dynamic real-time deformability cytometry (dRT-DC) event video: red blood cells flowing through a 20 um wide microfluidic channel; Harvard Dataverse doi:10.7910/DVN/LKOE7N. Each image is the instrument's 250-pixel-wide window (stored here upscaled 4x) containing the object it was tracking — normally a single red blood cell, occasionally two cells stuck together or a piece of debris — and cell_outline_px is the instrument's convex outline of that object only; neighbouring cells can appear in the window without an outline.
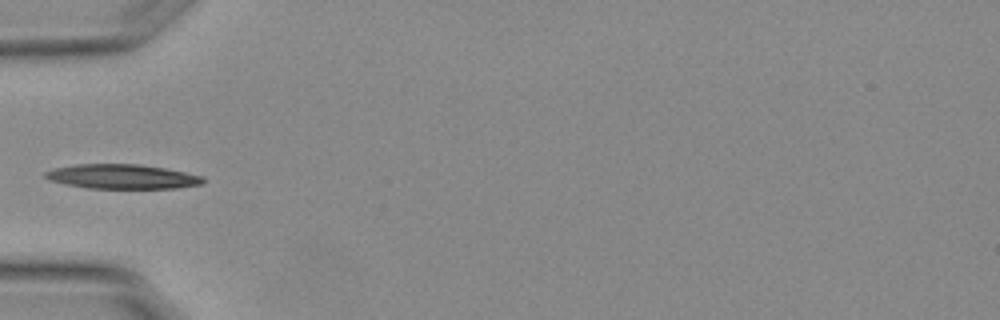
{"species": "Egyptian fruit bat (a non-hibernating species)", "species_latin": "Rousettus aegyptiacus", "temperature_condition": "warm", "stored_images_in_passage": 22, "camera_frame_rate_fps": 3000, "um_per_image_px": 0.085, "animal": {"sex": "female"}, "frame": {"image": 1, "passage_image": 1, "time_ms": 0.0, "image_size_px": [1000, 320], "cell_outline_px": [[204, 180], [200, 184], [176, 188], [88, 188], [64, 184], [48, 180], [44, 176], [44, 172], [56, 168], [76, 164], [140, 164], [164, 168], [204, 176]], "centroid_in_image_um": [10.35, 15.01], "position_along_channel_um": 74.6, "area_um2": 22.43}}
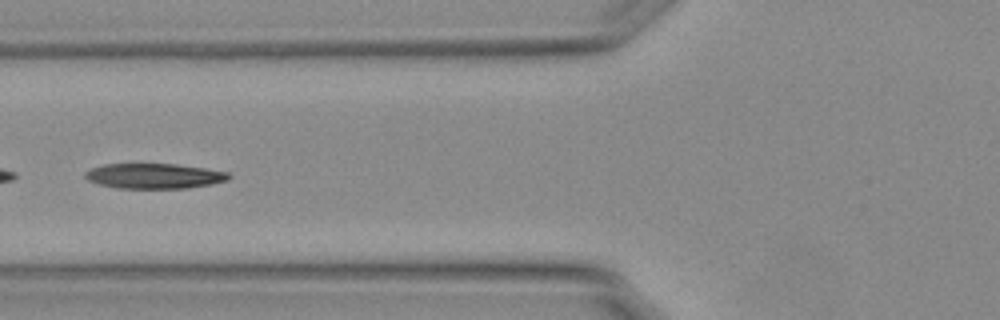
{"frame": {"image": 2, "passage_image": 4, "time_ms": 1.0, "image_size_px": [1000, 320], "cell_outline_px": [[232, 176], [228, 180], [212, 184], [188, 188], [116, 188], [100, 184], [88, 180], [84, 176], [84, 172], [92, 168], [104, 164], [176, 164], [204, 168], [228, 172]], "centroid_in_image_um": [13.12, 14.96], "position_along_channel_um": 112.7, "area_um2": 21.04}}
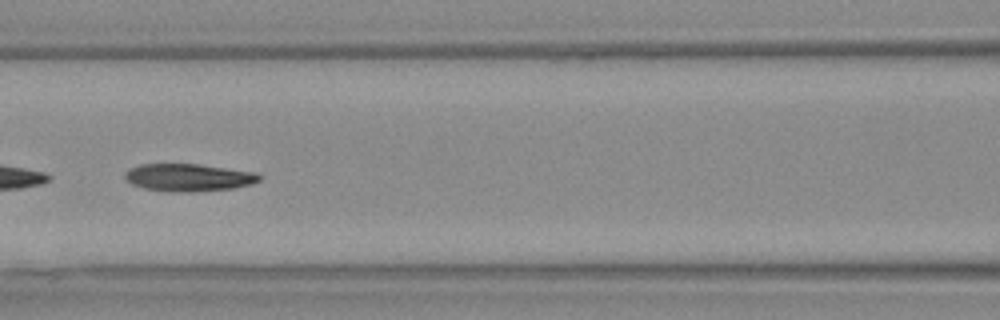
{"frame": {"image": 3, "passage_image": 7, "time_ms": 2.0, "image_size_px": [1000, 320], "cell_outline_px": [[260, 180], [252, 184], [232, 188], [192, 192], [168, 192], [144, 188], [132, 184], [124, 180], [124, 172], [128, 168], [140, 164], [196, 164], [256, 172], [260, 176]], "centroid_in_image_um": [15.96, 15.09], "position_along_channel_um": 150.6, "area_um2": 21.68}}